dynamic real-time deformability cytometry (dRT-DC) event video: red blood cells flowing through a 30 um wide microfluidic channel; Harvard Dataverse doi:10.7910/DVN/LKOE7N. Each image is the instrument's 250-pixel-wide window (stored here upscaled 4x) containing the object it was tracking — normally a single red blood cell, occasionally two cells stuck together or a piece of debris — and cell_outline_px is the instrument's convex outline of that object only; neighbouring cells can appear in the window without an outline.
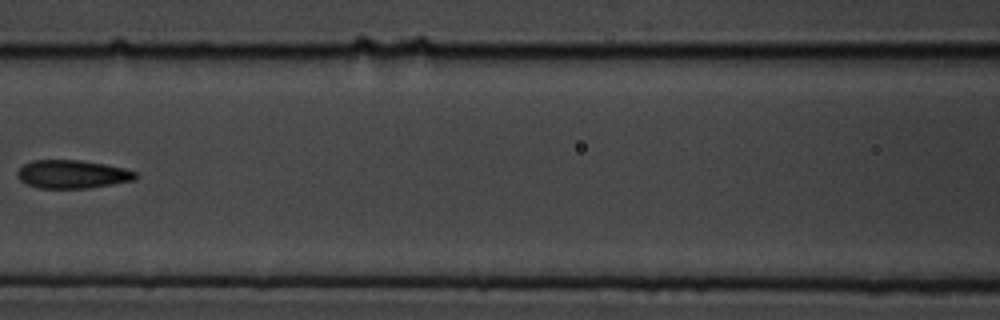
{"species": "common noctule bat (a hibernating species)", "species_latin": "Nyctalus noctula", "temperature_condition": "cold", "stored_images_in_passage": 15, "camera_frame_rate_fps": 3000, "um_per_image_px": 0.085, "animal": {"sex": "male", "body_mass_g": 19.5, "forearm_length_mm": 54.6}, "frame": {"image": 1, "passage_image": 7, "time_ms": 2.0, "image_size_px": [1000, 320], "cell_outline_px": [[136, 176], [132, 180], [112, 184], [88, 188], [40, 188], [28, 184], [20, 180], [16, 176], [16, 172], [24, 164], [32, 160], [84, 160], [124, 168], [136, 172]], "centroid_in_image_um": [6.11, 14.8], "position_along_channel_um": 160.5, "area_um2": 19.36}}
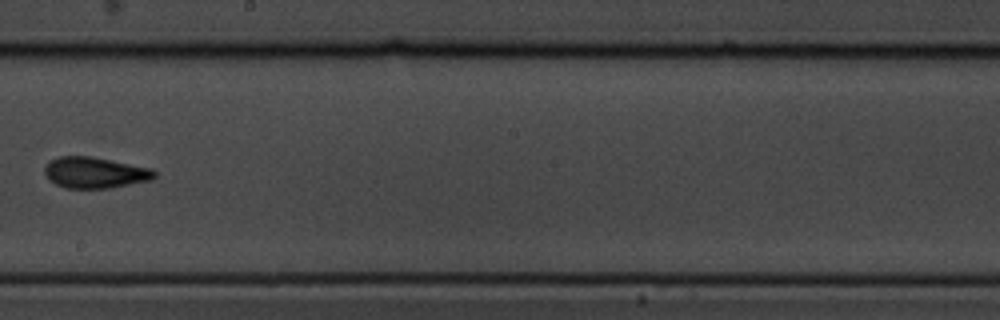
{"frame": {"image": 2, "passage_image": 9, "time_ms": 2.667, "image_size_px": [1000, 320], "cell_outline_px": [[156, 176], [152, 180], [112, 188], [64, 188], [56, 184], [44, 172], [44, 168], [52, 160], [60, 156], [92, 156], [152, 168], [156, 172]], "centroid_in_image_um": [8.13, 14.67], "position_along_channel_um": 240.1, "area_um2": 19.88}}
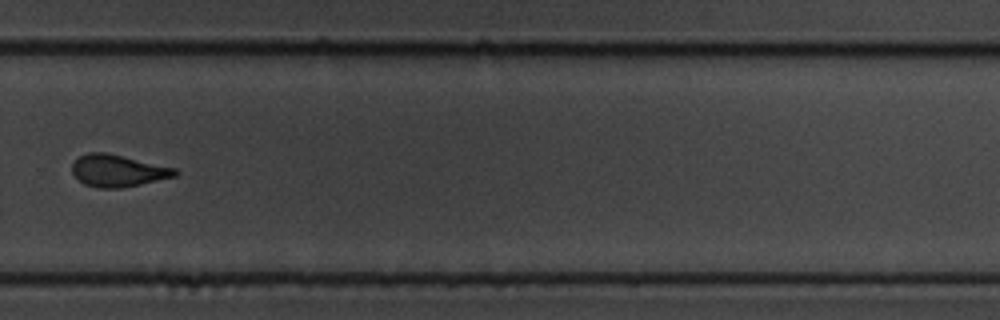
{"frame": {"image": 3, "passage_image": 11, "time_ms": 3.333, "image_size_px": [1000, 320], "cell_outline_px": [[180, 172], [176, 176], [140, 184], [120, 188], [100, 188], [84, 184], [72, 172], [72, 164], [80, 156], [88, 152], [108, 152], [176, 168]], "centroid_in_image_um": [10.04, 14.5], "position_along_channel_um": 319.8, "area_um2": 19.19}}